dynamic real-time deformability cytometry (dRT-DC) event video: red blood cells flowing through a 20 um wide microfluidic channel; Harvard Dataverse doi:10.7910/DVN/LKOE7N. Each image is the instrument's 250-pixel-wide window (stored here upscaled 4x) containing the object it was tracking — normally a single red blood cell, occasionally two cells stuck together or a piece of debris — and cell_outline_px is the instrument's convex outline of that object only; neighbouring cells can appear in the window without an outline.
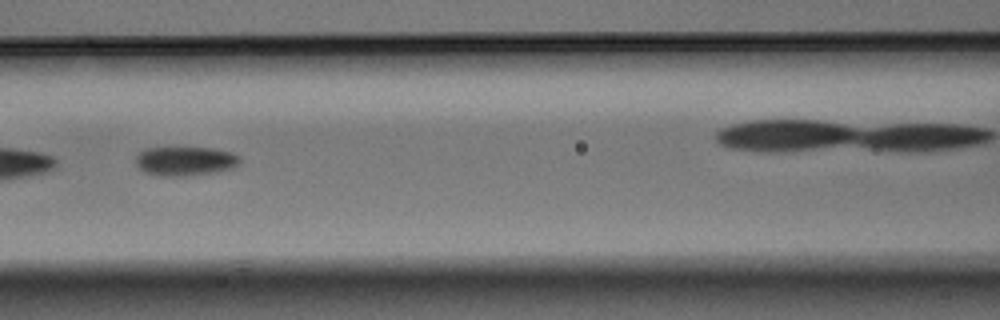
{"species": "Egyptian fruit bat (a non-hibernating species)", "species_latin": "Rousettus aegyptiacus", "temperature_condition": "warm", "stored_images_in_passage": 9, "segment_of_instrument_passage": [2, 2], "camera_frame_rate_fps": 3000, "um_per_image_px": 0.085, "animal": {"sex": "male"}, "frame": {"image": 1, "passage_image": 6, "time_ms": 1.667, "image_size_px": [1000, 320], "cell_outline_px": [[240, 164], [232, 168], [212, 172], [184, 176], [160, 176], [144, 172], [136, 164], [136, 156], [140, 152], [148, 148], [212, 148], [232, 152], [240, 156]], "centroid_in_image_um": [15.76, 13.69], "position_along_channel_um": 150.8, "area_um2": 17.57}}